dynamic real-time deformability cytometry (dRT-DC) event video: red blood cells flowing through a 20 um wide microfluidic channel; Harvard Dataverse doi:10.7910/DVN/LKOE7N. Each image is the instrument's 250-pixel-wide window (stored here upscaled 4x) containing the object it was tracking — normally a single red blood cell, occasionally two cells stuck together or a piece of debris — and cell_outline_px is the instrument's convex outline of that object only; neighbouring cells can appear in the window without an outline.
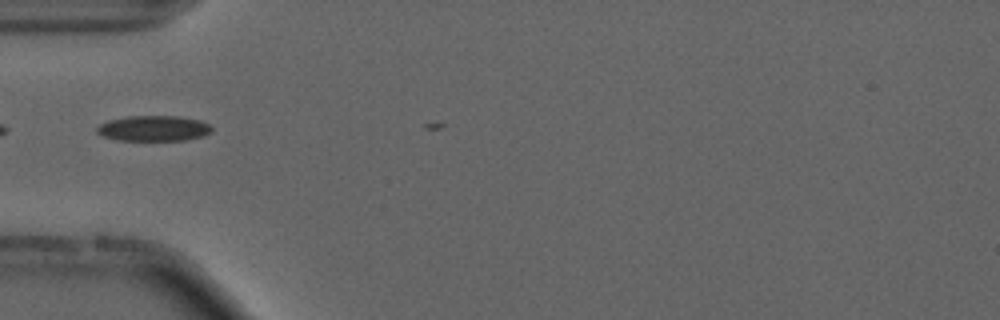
{"species": "common noctule bat (a hibernating species)", "species_latin": "Nyctalus noctula", "temperature_condition": "cold", "stored_images_in_passage": 3, "camera_frame_rate_fps": 3000, "um_per_image_px": 0.085, "animal": {"sex": "male", "forearm_length_mm": 52.5}, "frame": {"image": 1, "passage_image": 1, "time_ms": 0.0, "image_size_px": [1000, 320], "cell_outline_px": [[212, 132], [204, 136], [184, 140], [116, 140], [100, 136], [96, 132], [96, 128], [100, 124], [108, 120], [128, 116], [176, 116], [200, 120], [208, 124], [212, 128]], "centroid_in_image_um": [13.03, 10.91], "position_along_channel_um": 72.0, "area_um2": 17.17}}